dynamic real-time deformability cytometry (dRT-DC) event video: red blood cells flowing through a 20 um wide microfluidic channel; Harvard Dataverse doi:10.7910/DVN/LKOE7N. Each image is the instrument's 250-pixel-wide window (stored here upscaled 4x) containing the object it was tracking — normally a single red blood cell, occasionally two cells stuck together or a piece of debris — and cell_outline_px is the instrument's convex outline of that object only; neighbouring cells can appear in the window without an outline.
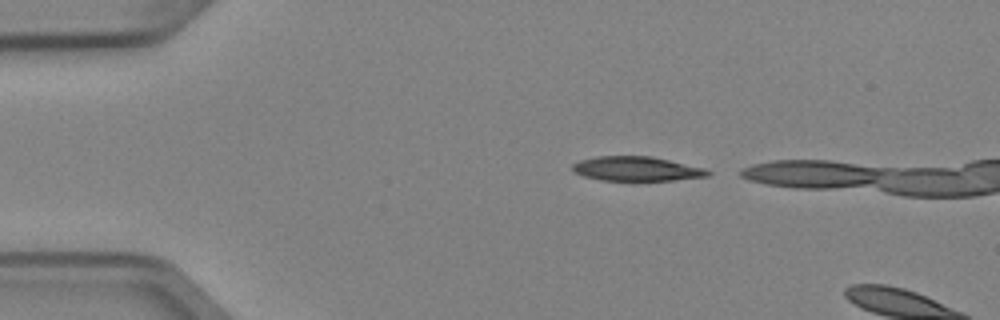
{"species": "Egyptian fruit bat (a non-hibernating species)", "species_latin": "Rousettus aegyptiacus", "temperature_condition": "cold", "stored_images_in_passage": 2, "camera_frame_rate_fps": 3000, "um_per_image_px": 0.085, "animal": {"sex": "female"}, "frame": {"image": 1, "passage_image": 1, "time_ms": 0.0, "image_size_px": [1000, 320], "cell_outline_px": [[712, 172], [708, 176], [672, 180], [600, 180], [584, 176], [576, 172], [572, 168], [572, 164], [580, 160], [596, 156], [652, 156], [704, 168]], "centroid_in_image_um": [54.1, 14.34], "position_along_channel_um": 30.9, "area_um2": 19.07}}